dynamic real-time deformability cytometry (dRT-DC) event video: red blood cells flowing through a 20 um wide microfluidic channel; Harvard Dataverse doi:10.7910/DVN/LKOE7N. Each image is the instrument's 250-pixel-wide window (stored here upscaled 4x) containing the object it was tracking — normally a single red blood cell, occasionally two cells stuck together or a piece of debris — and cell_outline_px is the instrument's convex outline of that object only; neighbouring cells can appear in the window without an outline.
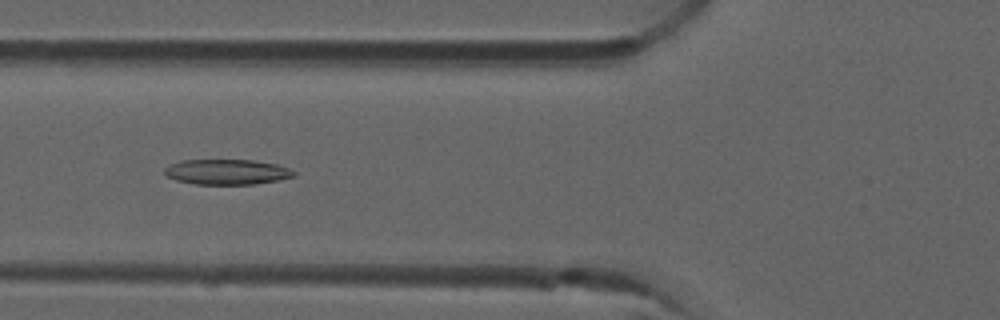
{"species": "common noctule bat (a hibernating species)", "species_latin": "Nyctalus noctula", "temperature_condition": "room temperature", "stored_images_in_passage": 40, "camera_frame_rate_fps": 3000, "um_per_image_px": 0.085, "animal": {"sex": "male", "forearm_length_mm": 52.5}, "frame": {"image": 1, "passage_image": 8, "time_ms": 2.333, "image_size_px": [1000, 320], "cell_outline_px": [[296, 176], [256, 184], [196, 184], [176, 180], [168, 176], [164, 172], [164, 168], [180, 160], [256, 160], [276, 164], [288, 168], [296, 172]], "centroid_in_image_um": [19.3, 14.61], "position_along_channel_um": 106.5, "area_um2": 18.96}}
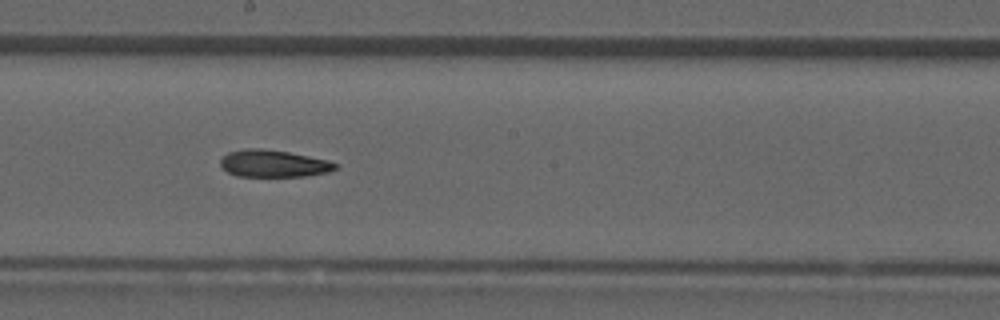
{"frame": {"image": 2, "passage_image": 17, "time_ms": 5.333, "image_size_px": [1000, 320], "cell_outline_px": [[340, 164], [336, 168], [328, 172], [308, 176], [236, 176], [228, 172], [220, 164], [220, 160], [228, 152], [244, 148], [260, 148], [288, 152], [328, 160]], "centroid_in_image_um": [23.26, 13.9], "position_along_channel_um": 224.9, "area_um2": 18.15}}
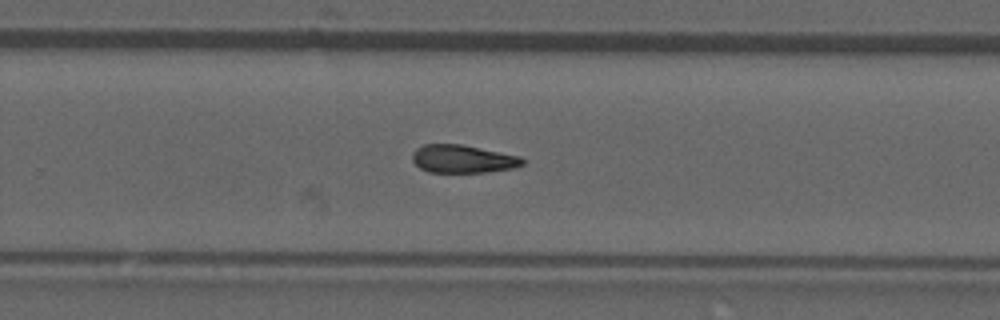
{"frame": {"image": 3, "passage_image": 22, "time_ms": 7.0, "image_size_px": [1000, 320], "cell_outline_px": [[524, 164], [512, 168], [488, 172], [428, 172], [420, 168], [412, 160], [412, 152], [416, 148], [424, 144], [460, 144], [520, 156], [524, 160]], "centroid_in_image_um": [39.31, 13.51], "position_along_channel_um": 290.5, "area_um2": 17.92}, "authors_computed_cell_mechanics": {"area_um2": 18.496, "velocity_mm_per_s": 3.943, "shape_relaxation_time_tau1_ms": null, "shape_relaxation_time_tau2_ms": 4.4049, "deformation_change_tau1": null, "deformation_change_tau2": 0.1227}}